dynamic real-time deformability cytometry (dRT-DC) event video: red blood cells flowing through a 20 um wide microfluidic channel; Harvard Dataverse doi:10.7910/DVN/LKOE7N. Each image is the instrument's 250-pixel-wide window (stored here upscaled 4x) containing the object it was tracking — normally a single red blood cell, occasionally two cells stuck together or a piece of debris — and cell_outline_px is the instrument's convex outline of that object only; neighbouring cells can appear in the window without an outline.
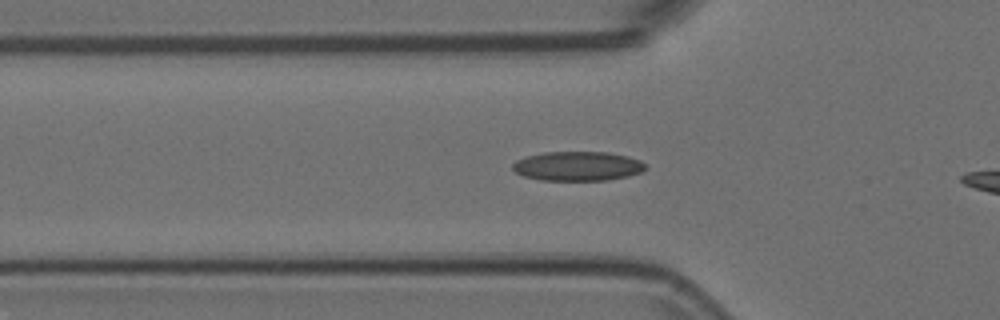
{"species": "Egyptian fruit bat (a non-hibernating species)", "species_latin": "Rousettus aegyptiacus", "temperature_condition": "room temperature", "stored_images_in_passage": 39, "camera_frame_rate_fps": 3000, "um_per_image_px": 0.085, "animal": {"sex": "female"}, "frame": {"image": 1, "passage_image": 12, "time_ms": 3.667, "image_size_px": [1000, 320], "cell_outline_px": [[648, 168], [640, 172], [628, 176], [608, 180], [540, 180], [524, 176], [516, 172], [512, 168], [512, 164], [516, 160], [528, 156], [544, 152], [608, 152], [628, 156], [640, 160]], "centroid_in_image_um": [49.11, 14.12], "position_along_channel_um": 76.7, "area_um2": 22.72}}
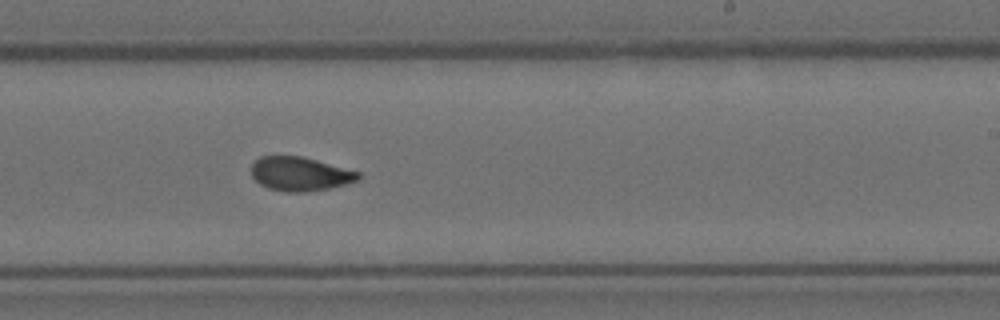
{"frame": {"image": 2, "passage_image": 27, "time_ms": 8.667, "image_size_px": [1000, 320], "cell_outline_px": [[360, 180], [328, 188], [304, 192], [284, 192], [268, 188], [260, 184], [252, 176], [252, 164], [260, 156], [300, 156], [316, 160], [360, 172]], "centroid_in_image_um": [25.49, 14.78], "position_along_channel_um": 263.5, "area_um2": 20.98}}
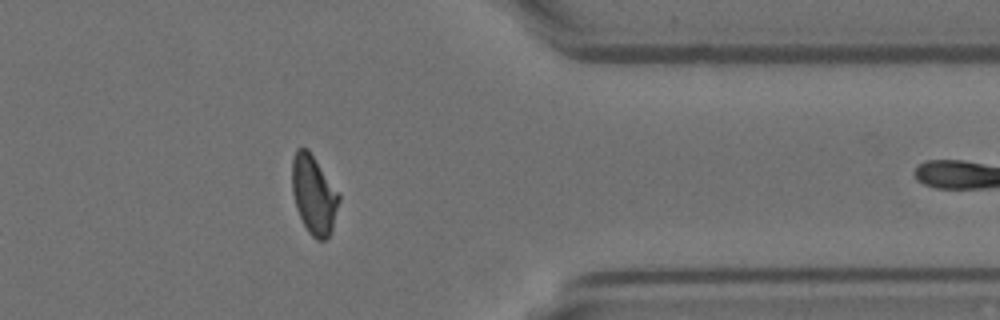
{"frame": {"image": 3, "passage_image": 38, "time_ms": 12.333, "image_size_px": [1000, 320], "cell_outline_px": [[340, 200], [332, 232], [324, 240], [316, 240], [308, 232], [296, 208], [292, 192], [292, 160], [296, 148], [308, 148], [340, 192]], "centroid_in_image_um": [26.69, 16.54], "position_along_channel_um": 384.7, "area_um2": 21.91}}